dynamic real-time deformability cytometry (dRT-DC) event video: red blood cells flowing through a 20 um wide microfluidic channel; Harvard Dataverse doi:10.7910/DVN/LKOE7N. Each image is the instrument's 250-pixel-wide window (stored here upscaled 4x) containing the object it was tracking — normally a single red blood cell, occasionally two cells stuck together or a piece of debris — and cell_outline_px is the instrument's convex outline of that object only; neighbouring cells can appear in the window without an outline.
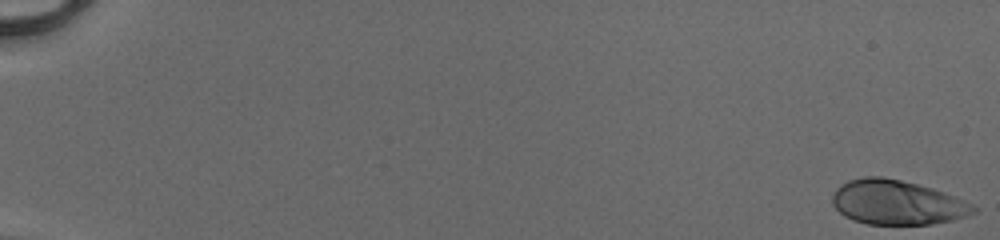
{"species": "human", "species_latin": "Homo sapiens", "temperature_condition": "cold", "stored_images_in_passage": 52, "camera_frame_rate_fps": 3000, "um_per_image_px": 0.085, "donor": {"sex": "male"}, "frame": {"image": 1, "passage_image": 1, "time_ms": 0.0, "image_size_px": [1000, 240], "cell_outline_px": [[976, 212], [968, 216], [952, 220], [928, 224], [868, 224], [852, 220], [844, 216], [832, 204], [832, 196], [836, 188], [840, 184], [848, 180], [864, 176], [880, 176], [900, 180], [932, 188], [964, 200], [976, 208]], "centroid_in_image_um": [76.2, 17.2], "position_along_channel_um": 8.8, "area_um2": 36.47}}
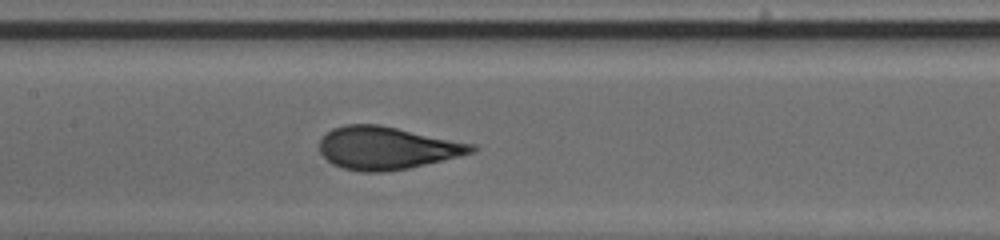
{"frame": {"image": 2, "passage_image": 28, "time_ms": 9.0, "image_size_px": [1000, 240], "cell_outline_px": [[476, 152], [460, 156], [408, 168], [384, 172], [360, 172], [344, 168], [332, 164], [320, 152], [320, 140], [332, 128], [344, 124], [380, 124], [476, 144]], "centroid_in_image_um": [32.9, 12.57], "position_along_channel_um": 174.5, "area_um2": 37.97}}
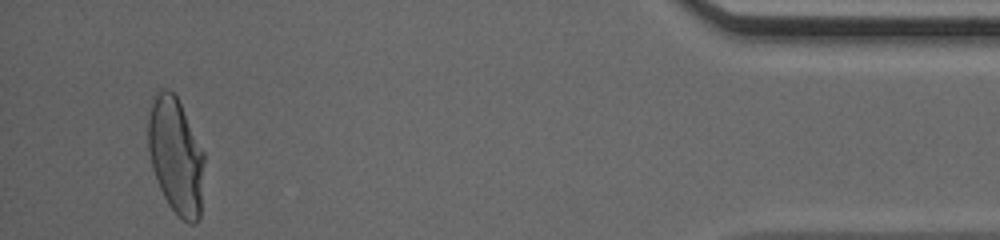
{"frame": {"image": 3, "passage_image": 50, "time_ms": 16.333, "image_size_px": [1000, 240], "cell_outline_px": [[204, 160], [200, 216], [196, 224], [188, 224], [168, 204], [156, 180], [152, 168], [148, 148], [148, 116], [152, 104], [156, 96], [164, 88], [168, 88], [176, 96], [204, 152]], "centroid_in_image_um": [14.95, 13.28], "position_along_channel_um": 420.3, "area_um2": 37.57}, "authors_computed_cell_mechanics": {"area_um2": 37.3388, "velocity_mm_per_s": 4.1503, "shape_relaxation_time_tau1_ms": 4.3818, "shape_relaxation_time_tau2_ms": null, "deformation_change_tau1": 0.1996, "deformation_change_tau2": null}}